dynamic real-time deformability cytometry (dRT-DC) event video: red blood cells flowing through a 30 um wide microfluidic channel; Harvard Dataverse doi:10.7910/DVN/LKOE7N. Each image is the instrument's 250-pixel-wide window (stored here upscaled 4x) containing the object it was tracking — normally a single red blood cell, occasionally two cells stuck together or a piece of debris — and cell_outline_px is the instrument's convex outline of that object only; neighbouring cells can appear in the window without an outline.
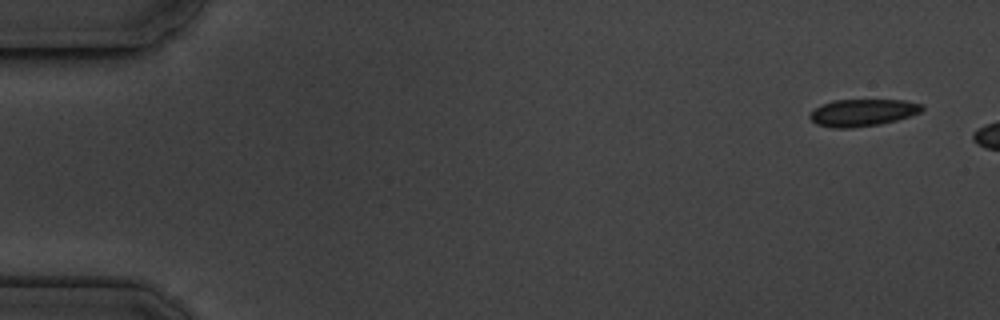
{"species": "common noctule bat (a hibernating species)", "species_latin": "Nyctalus noctula", "temperature_condition": "cold", "stored_images_in_passage": 3, "camera_frame_rate_fps": 3000, "um_per_image_px": 0.085, "animal": {"sex": "male", "body_mass_g": 19.5, "forearm_length_mm": 54.6}, "frame": {"image": 1, "passage_image": 1, "time_ms": 0.0, "image_size_px": [1000, 320], "cell_outline_px": [[924, 108], [920, 112], [896, 120], [880, 124], [852, 128], [832, 128], [816, 124], [808, 116], [816, 108], [832, 100], [904, 100], [924, 104]], "centroid_in_image_um": [73.33, 9.57], "position_along_channel_um": 11.7, "area_um2": 17.63}}